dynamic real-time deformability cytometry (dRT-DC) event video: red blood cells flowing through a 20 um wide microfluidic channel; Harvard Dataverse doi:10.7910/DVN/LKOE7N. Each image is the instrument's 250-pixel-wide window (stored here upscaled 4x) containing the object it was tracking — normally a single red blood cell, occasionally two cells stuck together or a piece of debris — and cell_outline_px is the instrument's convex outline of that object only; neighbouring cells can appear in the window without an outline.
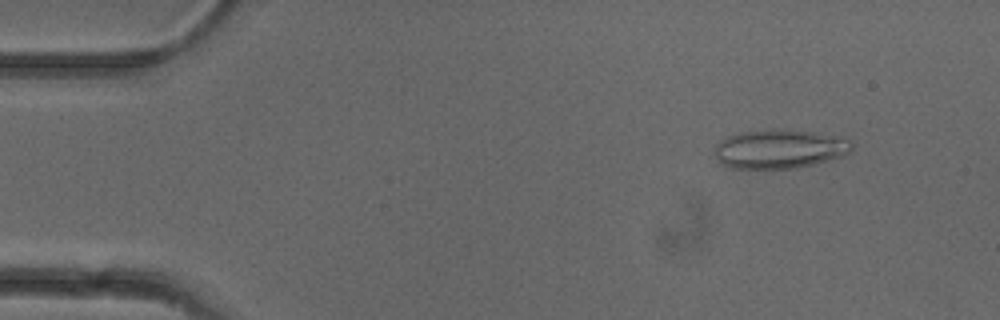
{"species": "common noctule bat (a hibernating species)", "species_latin": "Nyctalus noctula", "temperature_condition": "cold", "stored_images_in_passage": 51, "camera_frame_rate_fps": 3000, "um_per_image_px": 0.085, "animal": {"sex": "female"}, "frame": {"image": 1, "passage_image": 5, "time_ms": 1.333, "image_size_px": [1000, 320], "cell_outline_px": [[852, 152], [840, 156], [812, 164], [796, 168], [732, 168], [724, 164], [712, 152], [716, 144], [720, 140], [728, 136], [740, 132], [772, 128], [780, 128], [812, 132], [832, 136], [848, 140], [852, 144]], "centroid_in_image_um": [66.2, 12.64], "position_along_channel_um": 18.8, "area_um2": 30.98}}
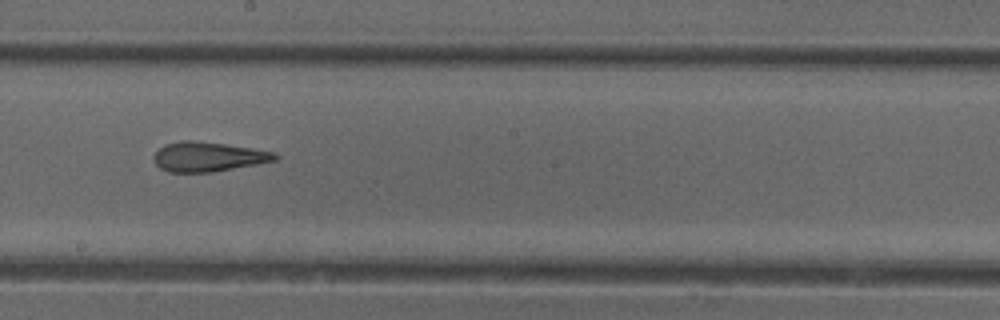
{"frame": {"image": 2, "passage_image": 28, "time_ms": 9.0, "image_size_px": [1000, 320], "cell_outline_px": [[280, 156], [276, 160], [256, 164], [212, 172], [168, 172], [160, 168], [156, 164], [152, 156], [164, 144], [180, 140], [192, 140], [224, 144], [252, 148], [276, 152]], "centroid_in_image_um": [17.68, 13.32], "position_along_channel_um": 230.5, "area_um2": 20.92}}
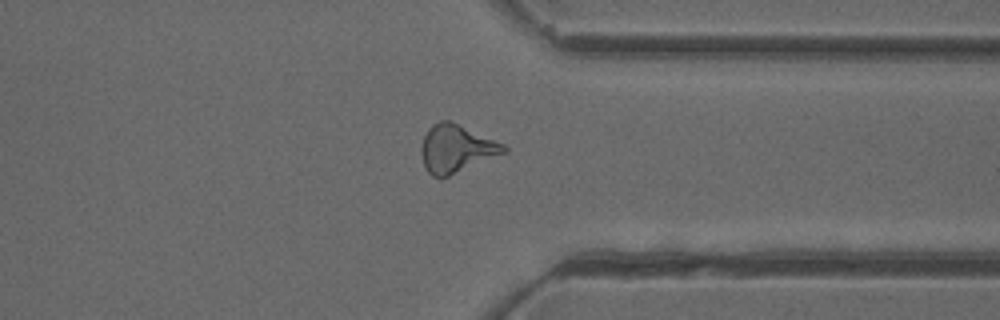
{"frame": {"image": 3, "passage_image": 39, "time_ms": 12.667, "image_size_px": [1000, 320], "cell_outline_px": [[508, 152], [440, 180], [432, 176], [424, 168], [420, 152], [420, 148], [424, 136], [428, 128], [432, 124], [440, 120], [448, 120], [504, 144], [508, 148]], "centroid_in_image_um": [38.75, 12.67], "position_along_channel_um": 372.6, "area_um2": 23.24}, "authors_computed_cell_mechanics": {"area_um2": 22.3108, "velocity_mm_per_s": 3.9602, "shape_relaxation_time_tau1_ms": null, "shape_relaxation_time_tau2_ms": 2.264, "deformation_change_tau1": null, "deformation_change_tau2": 0.1213}}